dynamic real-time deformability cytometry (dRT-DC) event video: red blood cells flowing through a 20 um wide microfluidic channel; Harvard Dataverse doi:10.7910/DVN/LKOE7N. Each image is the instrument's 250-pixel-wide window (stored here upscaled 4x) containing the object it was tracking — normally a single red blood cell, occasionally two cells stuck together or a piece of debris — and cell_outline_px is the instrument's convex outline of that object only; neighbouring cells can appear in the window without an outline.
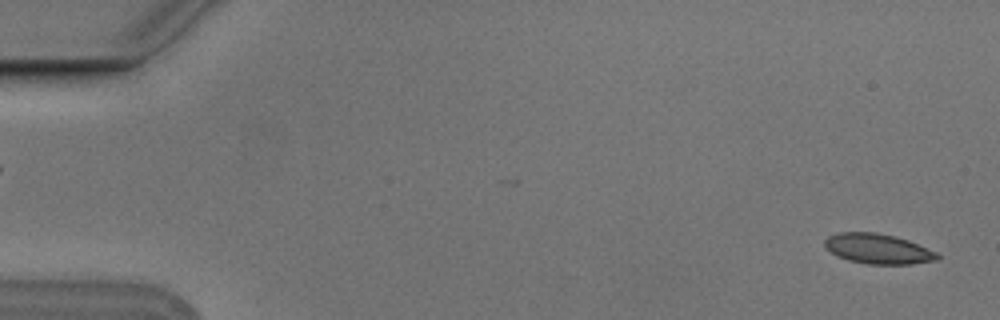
{"species": "Egyptian fruit bat (a non-hibernating species)", "species_latin": "Rousettus aegyptiacus", "temperature_condition": "cold", "stored_images_in_passage": 3, "segment_of_instrument_passage": [2, 2], "camera_frame_rate_fps": 3000, "um_per_image_px": 0.085, "animal": {"sex": "male"}, "frame": {"image": 1, "passage_image": 3, "time_ms": 0.667, "image_size_px": [1000, 320], "cell_outline_px": [[940, 260], [912, 264], [868, 264], [848, 260], [836, 256], [824, 244], [824, 240], [828, 236], [836, 232], [876, 232], [896, 236], [908, 240], [936, 252], [940, 256]], "centroid_in_image_um": [74.63, 21.14], "position_along_channel_um": 10.4, "area_um2": 19.83}}